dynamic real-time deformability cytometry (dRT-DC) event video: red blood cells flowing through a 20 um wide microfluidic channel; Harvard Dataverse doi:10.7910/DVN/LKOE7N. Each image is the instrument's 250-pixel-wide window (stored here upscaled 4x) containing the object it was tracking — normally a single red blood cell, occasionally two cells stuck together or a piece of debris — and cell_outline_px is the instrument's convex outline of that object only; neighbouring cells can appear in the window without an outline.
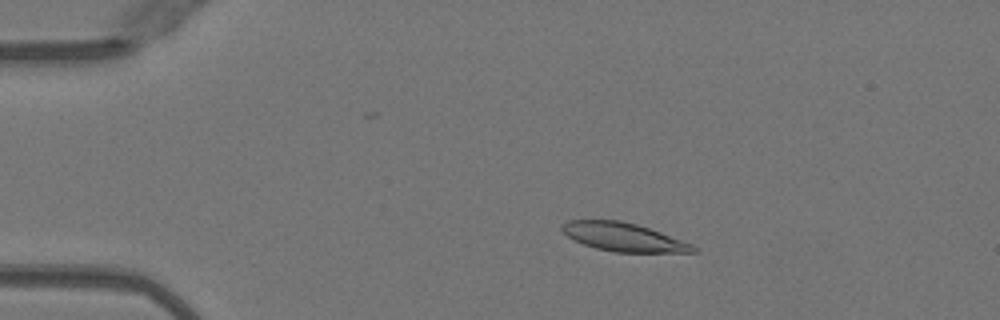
{"species": "Egyptian fruit bat (a non-hibernating species)", "species_latin": "Rousettus aegyptiacus", "temperature_condition": "warm", "stored_images_in_passage": 51, "camera_frame_rate_fps": 3000, "um_per_image_px": 0.085, "animal": {"sex": "female"}, "frame": {"image": 1, "passage_image": 10, "time_ms": 3.0, "image_size_px": [1000, 320], "cell_outline_px": [[700, 248], [696, 252], [612, 252], [596, 248], [584, 244], [568, 236], [560, 228], [568, 220], [620, 220], [636, 224], [660, 232], [692, 244]], "centroid_in_image_um": [53.02, 20.15], "position_along_channel_um": 32.0, "area_um2": 21.5}}
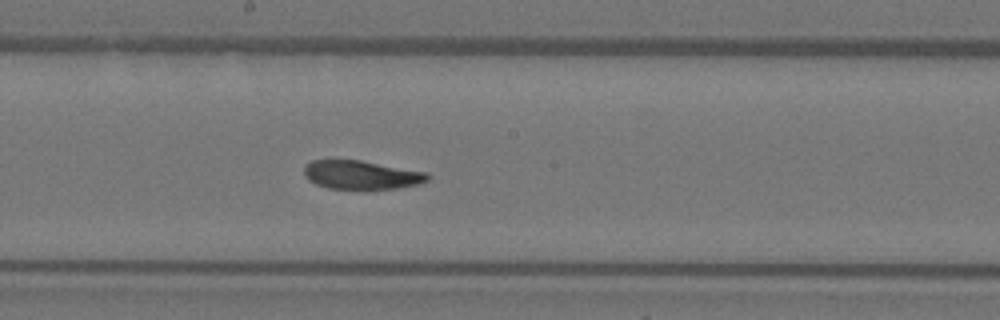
{"frame": {"image": 2, "passage_image": 28, "time_ms": 9.0, "image_size_px": [1000, 320], "cell_outline_px": [[428, 180], [420, 184], [396, 188], [328, 188], [316, 184], [308, 180], [304, 176], [304, 168], [312, 160], [360, 160], [428, 172]], "centroid_in_image_um": [30.72, 14.85], "position_along_channel_um": 217.5, "area_um2": 20.4}}
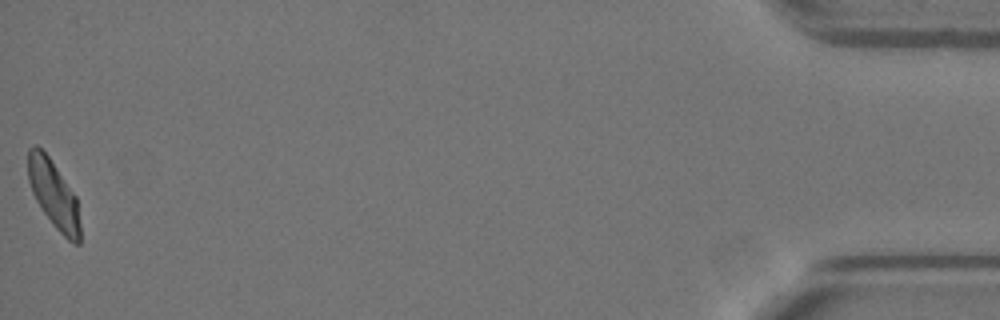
{"frame": {"image": 3, "passage_image": 51, "time_ms": 16.667, "image_size_px": [1000, 320], "cell_outline_px": [[80, 244], [72, 244], [52, 224], [36, 200], [32, 192], [28, 180], [28, 148], [36, 144], [48, 156], [76, 196], [80, 224]], "centroid_in_image_um": [4.56, 16.54], "position_along_channel_um": 430.6, "area_um2": 20.35}, "authors_computed_cell_mechanics": {"area_um2": 21.8484, "velocity_mm_per_s": 3.9957, "shape_relaxation_time_tau1_ms": 5.7543, "shape_relaxation_time_tau2_ms": 2.0334, "deformation_change_tau1": 0.1747, "deformation_change_tau2": 0.0841}}